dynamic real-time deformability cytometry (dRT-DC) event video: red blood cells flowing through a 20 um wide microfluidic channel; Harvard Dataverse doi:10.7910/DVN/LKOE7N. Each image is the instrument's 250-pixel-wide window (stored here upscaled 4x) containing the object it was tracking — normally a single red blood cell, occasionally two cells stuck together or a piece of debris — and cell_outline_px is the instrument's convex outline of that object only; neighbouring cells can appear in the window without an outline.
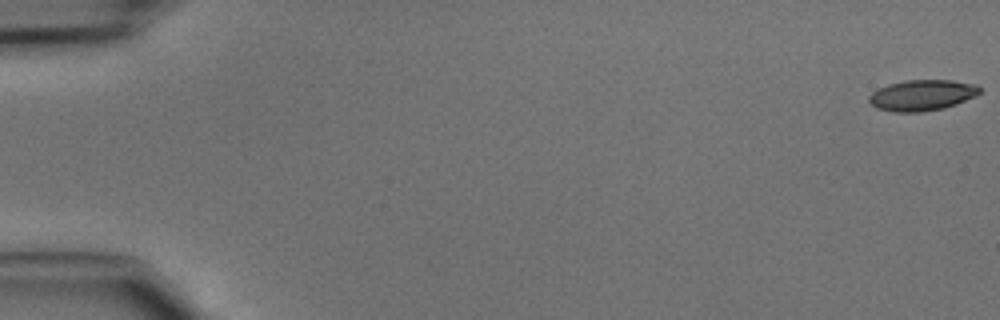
{"species": "common noctule bat (a hibernating species)", "species_latin": "Nyctalus noctula", "temperature_condition": "cold", "stored_images_in_passage": 47, "camera_frame_rate_fps": 3000, "um_per_image_px": 0.085, "animal": {"sex": "male", "body_mass_g": 15.6}, "frame": {"image": 1, "passage_image": 1, "time_ms": 0.0, "image_size_px": [1000, 320], "cell_outline_px": [[980, 92], [976, 96], [956, 104], [944, 108], [920, 112], [892, 112], [876, 108], [868, 100], [868, 96], [872, 92], [888, 84], [904, 80], [952, 80], [976, 84], [980, 88]], "centroid_in_image_um": [78.37, 8.09], "position_along_channel_um": 6.6, "area_um2": 20.0}}
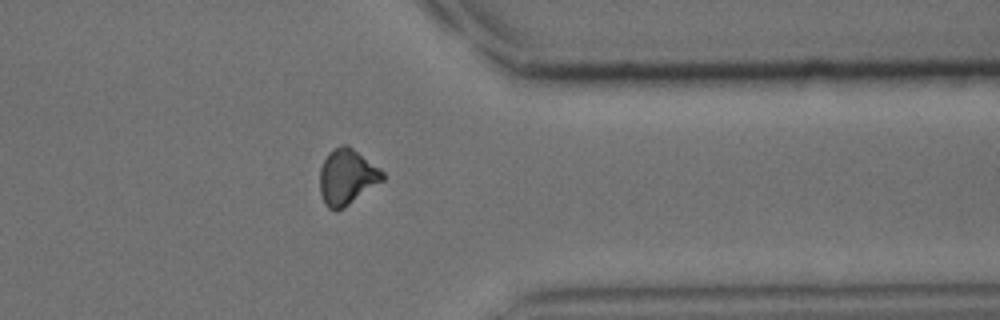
{"frame": {"image": 2, "passage_image": 38, "time_ms": 12.333, "image_size_px": [1000, 320], "cell_outline_px": [[384, 180], [344, 208], [336, 212], [328, 208], [324, 204], [320, 192], [320, 168], [328, 152], [340, 144], [348, 144], [380, 168], [384, 172]], "centroid_in_image_um": [29.48, 15.04], "position_along_channel_um": 381.9, "area_um2": 20.63}}
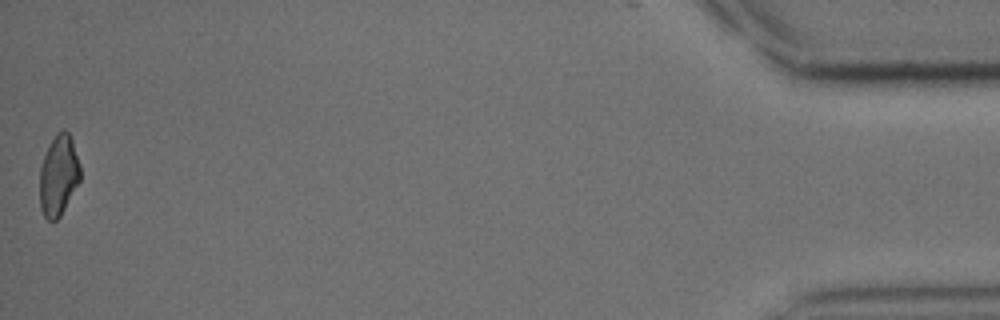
{"frame": {"image": 3, "passage_image": 47, "time_ms": 15.333, "image_size_px": [1000, 320], "cell_outline_px": [[80, 180], [60, 216], [56, 220], [48, 220], [44, 216], [40, 208], [40, 168], [48, 144], [56, 132], [64, 128], [68, 132], [72, 140], [80, 164]], "centroid_in_image_um": [4.97, 14.87], "position_along_channel_um": 430.2, "area_um2": 19.07}}